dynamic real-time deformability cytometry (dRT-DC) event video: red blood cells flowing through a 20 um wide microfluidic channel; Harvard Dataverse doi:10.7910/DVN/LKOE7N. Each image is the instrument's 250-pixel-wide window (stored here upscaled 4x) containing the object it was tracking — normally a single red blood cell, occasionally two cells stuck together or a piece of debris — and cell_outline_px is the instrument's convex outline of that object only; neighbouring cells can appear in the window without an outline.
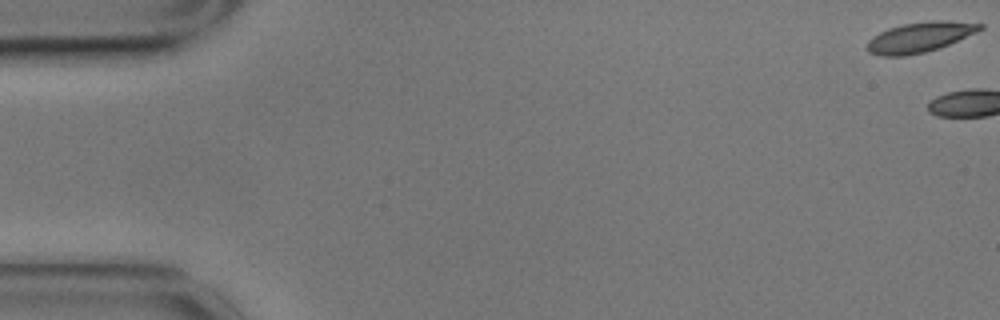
{"species": "common noctule bat (a hibernating species)", "species_latin": "Nyctalus noctula", "temperature_condition": "cold", "stored_images_in_passage": 4, "camera_frame_rate_fps": 3000, "um_per_image_px": 0.085, "animal": {"sex": "male", "body_mass_g": 17.9}, "frame": {"image": 1, "passage_image": 1, "time_ms": 0.0, "image_size_px": [1000, 320], "cell_outline_px": [[984, 28], [976, 32], [940, 48], [924, 52], [904, 56], [880, 56], [868, 52], [864, 48], [868, 40], [872, 36], [888, 28], [904, 24], [932, 20], [948, 20], [984, 24]], "centroid_in_image_um": [78.14, 3.16], "position_along_channel_um": 6.9, "area_um2": 20.0}}